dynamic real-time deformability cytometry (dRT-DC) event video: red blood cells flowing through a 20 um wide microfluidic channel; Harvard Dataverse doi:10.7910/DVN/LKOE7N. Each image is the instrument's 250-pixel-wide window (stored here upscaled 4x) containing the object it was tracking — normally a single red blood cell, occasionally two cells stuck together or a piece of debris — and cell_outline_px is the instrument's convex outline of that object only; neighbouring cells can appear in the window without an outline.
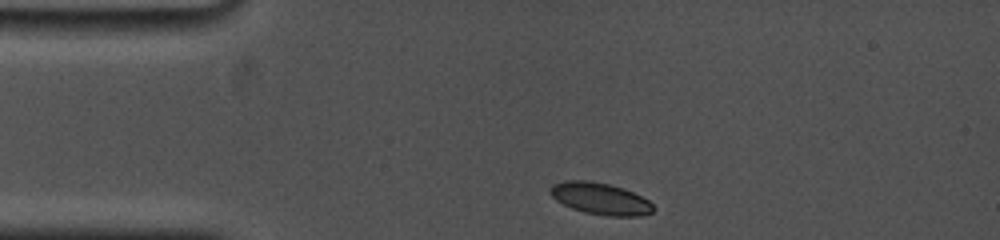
{"species": "common noctule bat (a hibernating species)", "species_latin": "Nyctalus noctula", "temperature_condition": "cold", "stored_images_in_passage": 26, "camera_frame_rate_fps": 5000, "um_per_image_px": 0.085, "animal": {"sex": "female", "body_mass_g": 19.0, "forearm_length_mm": 53.3}, "frame": {"image": 1, "passage_image": 1, "time_ms": 0.0, "image_size_px": [1000, 240], "cell_outline_px": [[656, 208], [652, 212], [644, 216], [608, 216], [584, 212], [572, 208], [556, 200], [548, 192], [548, 188], [552, 184], [564, 180], [588, 180], [608, 184], [624, 188], [648, 200]], "centroid_in_image_um": [51.01, 16.88], "position_along_channel_um": 34.0, "area_um2": 19.25}}
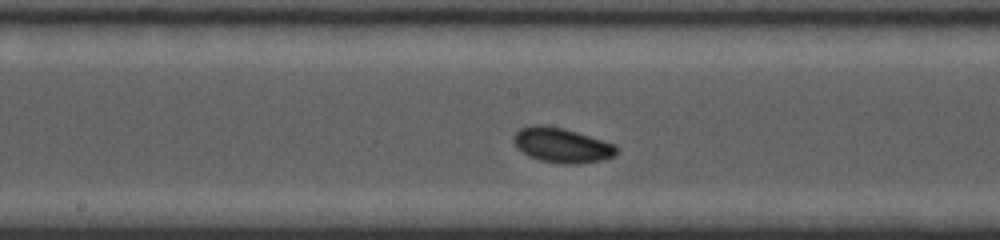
{"frame": {"image": 2, "passage_image": 15, "time_ms": 5.4, "image_size_px": [1000, 240], "cell_outline_px": [[616, 152], [612, 156], [604, 160], [580, 164], [560, 164], [540, 160], [528, 156], [516, 148], [512, 140], [512, 136], [520, 128], [532, 124], [544, 124], [564, 128], [616, 144]], "centroid_in_image_um": [47.71, 12.34], "position_along_channel_um": 200.5, "area_um2": 21.21}}
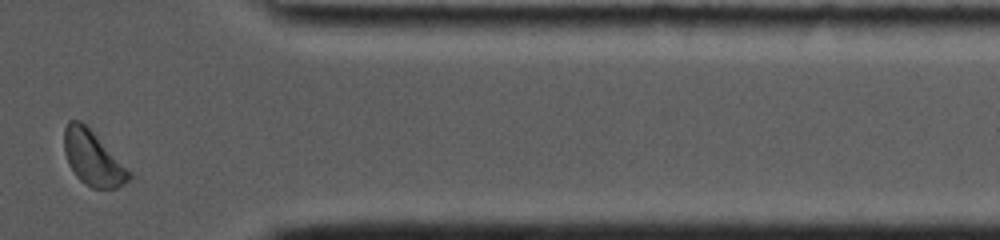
{"frame": {"image": 3, "passage_image": 25, "time_ms": 11.0, "image_size_px": [1000, 240], "cell_outline_px": [[132, 176], [124, 184], [116, 188], [92, 188], [80, 180], [76, 176], [68, 164], [64, 152], [64, 128], [68, 120], [80, 120], [132, 172]], "centroid_in_image_um": [7.87, 13.46], "position_along_channel_um": 403.5, "area_um2": 20.4}, "authors_computed_cell_mechanics": {"area_um2": 19.6231, "velocity_mm_per_s": 3.7446, "shape_relaxation_time_tau1_ms": 2.0863, "shape_relaxation_time_tau2_ms": 6.2918, "deformation_change_tau1": 0.0782, "deformation_change_tau2": 0.083}}